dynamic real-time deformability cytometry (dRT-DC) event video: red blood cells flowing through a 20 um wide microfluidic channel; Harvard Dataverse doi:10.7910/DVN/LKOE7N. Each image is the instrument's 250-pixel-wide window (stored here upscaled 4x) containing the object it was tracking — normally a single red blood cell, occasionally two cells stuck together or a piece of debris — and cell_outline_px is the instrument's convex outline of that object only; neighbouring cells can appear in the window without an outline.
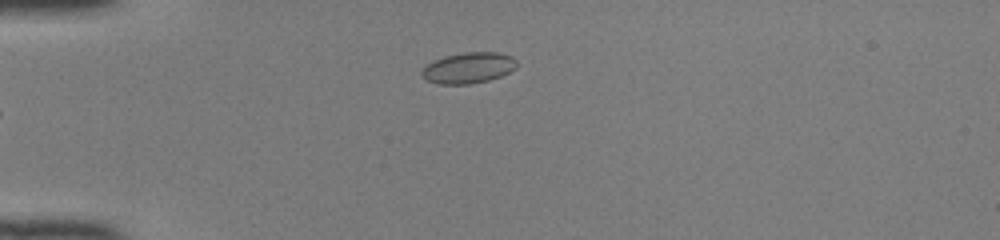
{"species": "common noctule bat (a hibernating species)", "species_latin": "Nyctalus noctula", "temperature_condition": "room temperature", "stored_images_in_passage": 32, "camera_frame_rate_fps": 3000, "um_per_image_px": 0.085, "animal": {"sex": "female", "body_mass_g": 22.0, "forearm_length_mm": 56.7}, "frame": {"image": 1, "passage_image": 1, "time_ms": 0.0, "image_size_px": [1000, 240], "cell_outline_px": [[516, 68], [500, 76], [488, 80], [468, 84], [440, 84], [428, 80], [420, 72], [428, 64], [444, 56], [464, 52], [496, 52], [512, 56], [516, 60]], "centroid_in_image_um": [39.84, 5.76], "position_along_channel_um": 45.2, "area_um2": 16.82}}
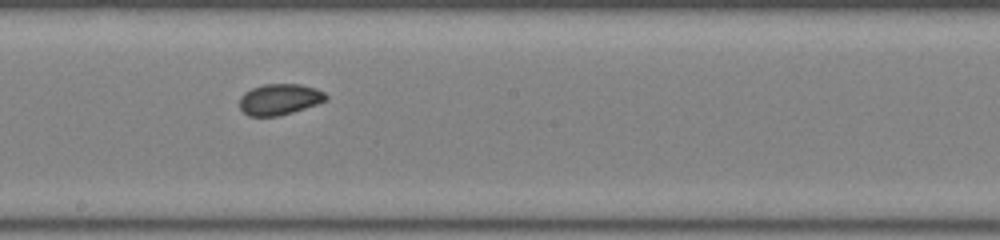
{"frame": {"image": 2, "passage_image": 16, "time_ms": 5.0, "image_size_px": [1000, 240], "cell_outline_px": [[328, 100], [292, 112], [276, 116], [248, 116], [240, 108], [240, 96], [244, 92], [252, 88], [264, 84], [300, 84], [316, 88], [324, 92], [328, 96]], "centroid_in_image_um": [23.76, 8.43], "position_along_channel_um": 224.4, "area_um2": 15.61}}
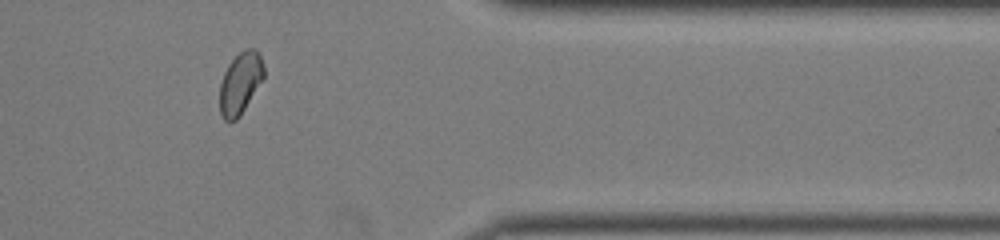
{"frame": {"image": 3, "passage_image": 29, "time_ms": 9.333, "image_size_px": [1000, 240], "cell_outline_px": [[264, 76], [244, 108], [236, 120], [224, 120], [220, 112], [220, 84], [224, 72], [228, 64], [244, 48], [256, 48], [260, 56], [264, 68]], "centroid_in_image_um": [20.41, 7.02], "position_along_channel_um": 391.0, "area_um2": 15.49}, "authors_computed_cell_mechanics": {"area_um2": 15.895, "velocity_mm_per_s": 4.1366, "shape_relaxation_time_tau1_ms": 2.367, "shape_relaxation_time_tau2_ms": 2.55, "deformation_change_tau1": 0.0596, "deformation_change_tau2": 0.0354}}